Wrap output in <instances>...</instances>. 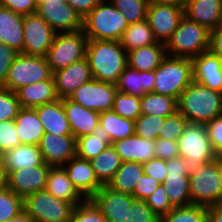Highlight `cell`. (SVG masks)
Returning a JSON list of instances; mask_svg holds the SVG:
<instances>
[{"label":"cell","mask_w":222,"mask_h":222,"mask_svg":"<svg viewBox=\"0 0 222 222\" xmlns=\"http://www.w3.org/2000/svg\"><path fill=\"white\" fill-rule=\"evenodd\" d=\"M37 14L42 17L55 33L74 32L83 29V18L67 2H42Z\"/></svg>","instance_id":"cell-14"},{"label":"cell","mask_w":222,"mask_h":222,"mask_svg":"<svg viewBox=\"0 0 222 222\" xmlns=\"http://www.w3.org/2000/svg\"><path fill=\"white\" fill-rule=\"evenodd\" d=\"M210 31L184 16L177 29L165 43L166 54L171 57L193 59L209 49Z\"/></svg>","instance_id":"cell-5"},{"label":"cell","mask_w":222,"mask_h":222,"mask_svg":"<svg viewBox=\"0 0 222 222\" xmlns=\"http://www.w3.org/2000/svg\"><path fill=\"white\" fill-rule=\"evenodd\" d=\"M45 190L54 197L70 202L74 206L86 200L71 182L63 166L50 168L47 175Z\"/></svg>","instance_id":"cell-25"},{"label":"cell","mask_w":222,"mask_h":222,"mask_svg":"<svg viewBox=\"0 0 222 222\" xmlns=\"http://www.w3.org/2000/svg\"><path fill=\"white\" fill-rule=\"evenodd\" d=\"M39 148L47 165L63 166L76 156V138L73 135L56 136L44 133Z\"/></svg>","instance_id":"cell-18"},{"label":"cell","mask_w":222,"mask_h":222,"mask_svg":"<svg viewBox=\"0 0 222 222\" xmlns=\"http://www.w3.org/2000/svg\"><path fill=\"white\" fill-rule=\"evenodd\" d=\"M167 56L165 43L157 42L127 52L128 66L138 71H154Z\"/></svg>","instance_id":"cell-32"},{"label":"cell","mask_w":222,"mask_h":222,"mask_svg":"<svg viewBox=\"0 0 222 222\" xmlns=\"http://www.w3.org/2000/svg\"><path fill=\"white\" fill-rule=\"evenodd\" d=\"M144 174L142 163L122 162L108 187L114 191L133 194L139 177Z\"/></svg>","instance_id":"cell-36"},{"label":"cell","mask_w":222,"mask_h":222,"mask_svg":"<svg viewBox=\"0 0 222 222\" xmlns=\"http://www.w3.org/2000/svg\"><path fill=\"white\" fill-rule=\"evenodd\" d=\"M177 106L189 123L207 124L222 115V92L193 80L180 94Z\"/></svg>","instance_id":"cell-2"},{"label":"cell","mask_w":222,"mask_h":222,"mask_svg":"<svg viewBox=\"0 0 222 222\" xmlns=\"http://www.w3.org/2000/svg\"><path fill=\"white\" fill-rule=\"evenodd\" d=\"M38 114L39 120L45 133H51L58 136L72 135V131L65 114L63 99L55 102L41 105L34 108Z\"/></svg>","instance_id":"cell-27"},{"label":"cell","mask_w":222,"mask_h":222,"mask_svg":"<svg viewBox=\"0 0 222 222\" xmlns=\"http://www.w3.org/2000/svg\"><path fill=\"white\" fill-rule=\"evenodd\" d=\"M187 123L188 120L179 111H176L164 118V124L159 130L158 138L178 141Z\"/></svg>","instance_id":"cell-45"},{"label":"cell","mask_w":222,"mask_h":222,"mask_svg":"<svg viewBox=\"0 0 222 222\" xmlns=\"http://www.w3.org/2000/svg\"><path fill=\"white\" fill-rule=\"evenodd\" d=\"M122 162L145 163L155 158V140L136 135L112 143Z\"/></svg>","instance_id":"cell-24"},{"label":"cell","mask_w":222,"mask_h":222,"mask_svg":"<svg viewBox=\"0 0 222 222\" xmlns=\"http://www.w3.org/2000/svg\"><path fill=\"white\" fill-rule=\"evenodd\" d=\"M69 222H107L99 208L91 199L76 205Z\"/></svg>","instance_id":"cell-44"},{"label":"cell","mask_w":222,"mask_h":222,"mask_svg":"<svg viewBox=\"0 0 222 222\" xmlns=\"http://www.w3.org/2000/svg\"><path fill=\"white\" fill-rule=\"evenodd\" d=\"M102 0H66V2L77 11L82 18L91 12Z\"/></svg>","instance_id":"cell-56"},{"label":"cell","mask_w":222,"mask_h":222,"mask_svg":"<svg viewBox=\"0 0 222 222\" xmlns=\"http://www.w3.org/2000/svg\"><path fill=\"white\" fill-rule=\"evenodd\" d=\"M7 171L4 168L3 162L0 158V191L4 190L7 188Z\"/></svg>","instance_id":"cell-61"},{"label":"cell","mask_w":222,"mask_h":222,"mask_svg":"<svg viewBox=\"0 0 222 222\" xmlns=\"http://www.w3.org/2000/svg\"><path fill=\"white\" fill-rule=\"evenodd\" d=\"M17 136L21 144L39 146L44 129L34 108H21L15 117Z\"/></svg>","instance_id":"cell-31"},{"label":"cell","mask_w":222,"mask_h":222,"mask_svg":"<svg viewBox=\"0 0 222 222\" xmlns=\"http://www.w3.org/2000/svg\"><path fill=\"white\" fill-rule=\"evenodd\" d=\"M0 6L21 15L37 13L38 8L36 0H0Z\"/></svg>","instance_id":"cell-55"},{"label":"cell","mask_w":222,"mask_h":222,"mask_svg":"<svg viewBox=\"0 0 222 222\" xmlns=\"http://www.w3.org/2000/svg\"><path fill=\"white\" fill-rule=\"evenodd\" d=\"M186 166V160L181 156L167 161V176L162 185L165 187L169 202L173 207L191 205L189 173Z\"/></svg>","instance_id":"cell-13"},{"label":"cell","mask_w":222,"mask_h":222,"mask_svg":"<svg viewBox=\"0 0 222 222\" xmlns=\"http://www.w3.org/2000/svg\"><path fill=\"white\" fill-rule=\"evenodd\" d=\"M51 77L46 57L18 53L8 70L3 88L15 92L22 86L49 80Z\"/></svg>","instance_id":"cell-9"},{"label":"cell","mask_w":222,"mask_h":222,"mask_svg":"<svg viewBox=\"0 0 222 222\" xmlns=\"http://www.w3.org/2000/svg\"><path fill=\"white\" fill-rule=\"evenodd\" d=\"M74 205L58 199L46 190L37 191L23 199V208L33 222H69Z\"/></svg>","instance_id":"cell-10"},{"label":"cell","mask_w":222,"mask_h":222,"mask_svg":"<svg viewBox=\"0 0 222 222\" xmlns=\"http://www.w3.org/2000/svg\"><path fill=\"white\" fill-rule=\"evenodd\" d=\"M179 156L178 141H173L164 138L155 140V158L168 161Z\"/></svg>","instance_id":"cell-50"},{"label":"cell","mask_w":222,"mask_h":222,"mask_svg":"<svg viewBox=\"0 0 222 222\" xmlns=\"http://www.w3.org/2000/svg\"><path fill=\"white\" fill-rule=\"evenodd\" d=\"M21 108H36L59 99L53 77L20 87L15 91Z\"/></svg>","instance_id":"cell-26"},{"label":"cell","mask_w":222,"mask_h":222,"mask_svg":"<svg viewBox=\"0 0 222 222\" xmlns=\"http://www.w3.org/2000/svg\"><path fill=\"white\" fill-rule=\"evenodd\" d=\"M208 50L222 60V25L210 31Z\"/></svg>","instance_id":"cell-57"},{"label":"cell","mask_w":222,"mask_h":222,"mask_svg":"<svg viewBox=\"0 0 222 222\" xmlns=\"http://www.w3.org/2000/svg\"><path fill=\"white\" fill-rule=\"evenodd\" d=\"M107 222H129V209L135 198L103 185L91 198Z\"/></svg>","instance_id":"cell-16"},{"label":"cell","mask_w":222,"mask_h":222,"mask_svg":"<svg viewBox=\"0 0 222 222\" xmlns=\"http://www.w3.org/2000/svg\"><path fill=\"white\" fill-rule=\"evenodd\" d=\"M157 42L158 40L155 38L147 20L129 24L119 40L120 45L126 52L150 46Z\"/></svg>","instance_id":"cell-34"},{"label":"cell","mask_w":222,"mask_h":222,"mask_svg":"<svg viewBox=\"0 0 222 222\" xmlns=\"http://www.w3.org/2000/svg\"><path fill=\"white\" fill-rule=\"evenodd\" d=\"M184 15L209 31L222 25V0H187Z\"/></svg>","instance_id":"cell-22"},{"label":"cell","mask_w":222,"mask_h":222,"mask_svg":"<svg viewBox=\"0 0 222 222\" xmlns=\"http://www.w3.org/2000/svg\"><path fill=\"white\" fill-rule=\"evenodd\" d=\"M112 110L123 118L135 121L142 113L141 97L117 91Z\"/></svg>","instance_id":"cell-41"},{"label":"cell","mask_w":222,"mask_h":222,"mask_svg":"<svg viewBox=\"0 0 222 222\" xmlns=\"http://www.w3.org/2000/svg\"><path fill=\"white\" fill-rule=\"evenodd\" d=\"M88 38L83 30L55 33L46 59L52 73L64 69L86 56Z\"/></svg>","instance_id":"cell-8"},{"label":"cell","mask_w":222,"mask_h":222,"mask_svg":"<svg viewBox=\"0 0 222 222\" xmlns=\"http://www.w3.org/2000/svg\"><path fill=\"white\" fill-rule=\"evenodd\" d=\"M20 109L16 93L0 87V122L15 120Z\"/></svg>","instance_id":"cell-46"},{"label":"cell","mask_w":222,"mask_h":222,"mask_svg":"<svg viewBox=\"0 0 222 222\" xmlns=\"http://www.w3.org/2000/svg\"><path fill=\"white\" fill-rule=\"evenodd\" d=\"M99 123L109 134L112 143L135 135V121L123 118L113 110L100 113Z\"/></svg>","instance_id":"cell-37"},{"label":"cell","mask_w":222,"mask_h":222,"mask_svg":"<svg viewBox=\"0 0 222 222\" xmlns=\"http://www.w3.org/2000/svg\"><path fill=\"white\" fill-rule=\"evenodd\" d=\"M143 171L146 175H149L156 179L160 184L164 183L167 176V161L159 158H153L145 163H142Z\"/></svg>","instance_id":"cell-54"},{"label":"cell","mask_w":222,"mask_h":222,"mask_svg":"<svg viewBox=\"0 0 222 222\" xmlns=\"http://www.w3.org/2000/svg\"><path fill=\"white\" fill-rule=\"evenodd\" d=\"M7 173L20 168L43 165L44 159L39 146L21 144L0 155Z\"/></svg>","instance_id":"cell-30"},{"label":"cell","mask_w":222,"mask_h":222,"mask_svg":"<svg viewBox=\"0 0 222 222\" xmlns=\"http://www.w3.org/2000/svg\"><path fill=\"white\" fill-rule=\"evenodd\" d=\"M161 222H207V207L200 205L174 207L161 218Z\"/></svg>","instance_id":"cell-40"},{"label":"cell","mask_w":222,"mask_h":222,"mask_svg":"<svg viewBox=\"0 0 222 222\" xmlns=\"http://www.w3.org/2000/svg\"><path fill=\"white\" fill-rule=\"evenodd\" d=\"M85 57L92 78L102 82L116 84L128 66L127 52L119 41L88 39Z\"/></svg>","instance_id":"cell-1"},{"label":"cell","mask_w":222,"mask_h":222,"mask_svg":"<svg viewBox=\"0 0 222 222\" xmlns=\"http://www.w3.org/2000/svg\"><path fill=\"white\" fill-rule=\"evenodd\" d=\"M5 222H33V219L25 210H23L18 215Z\"/></svg>","instance_id":"cell-59"},{"label":"cell","mask_w":222,"mask_h":222,"mask_svg":"<svg viewBox=\"0 0 222 222\" xmlns=\"http://www.w3.org/2000/svg\"><path fill=\"white\" fill-rule=\"evenodd\" d=\"M21 145L16 131V122H0V155Z\"/></svg>","instance_id":"cell-48"},{"label":"cell","mask_w":222,"mask_h":222,"mask_svg":"<svg viewBox=\"0 0 222 222\" xmlns=\"http://www.w3.org/2000/svg\"><path fill=\"white\" fill-rule=\"evenodd\" d=\"M18 52L5 43H0V87L5 85L8 70L14 62Z\"/></svg>","instance_id":"cell-52"},{"label":"cell","mask_w":222,"mask_h":222,"mask_svg":"<svg viewBox=\"0 0 222 222\" xmlns=\"http://www.w3.org/2000/svg\"><path fill=\"white\" fill-rule=\"evenodd\" d=\"M123 14L109 0H102L83 18V31L88 39L119 41L128 27Z\"/></svg>","instance_id":"cell-4"},{"label":"cell","mask_w":222,"mask_h":222,"mask_svg":"<svg viewBox=\"0 0 222 222\" xmlns=\"http://www.w3.org/2000/svg\"><path fill=\"white\" fill-rule=\"evenodd\" d=\"M56 93L59 99L69 98L81 85L92 79L88 61L85 58L76 61L68 67L52 73Z\"/></svg>","instance_id":"cell-19"},{"label":"cell","mask_w":222,"mask_h":222,"mask_svg":"<svg viewBox=\"0 0 222 222\" xmlns=\"http://www.w3.org/2000/svg\"><path fill=\"white\" fill-rule=\"evenodd\" d=\"M51 166L26 167L8 172L7 188L23 199L32 193L45 190L47 175Z\"/></svg>","instance_id":"cell-17"},{"label":"cell","mask_w":222,"mask_h":222,"mask_svg":"<svg viewBox=\"0 0 222 222\" xmlns=\"http://www.w3.org/2000/svg\"><path fill=\"white\" fill-rule=\"evenodd\" d=\"M163 124V117L141 114L135 120V135L156 140L159 137V130L162 128Z\"/></svg>","instance_id":"cell-43"},{"label":"cell","mask_w":222,"mask_h":222,"mask_svg":"<svg viewBox=\"0 0 222 222\" xmlns=\"http://www.w3.org/2000/svg\"><path fill=\"white\" fill-rule=\"evenodd\" d=\"M192 61L193 80L222 92V60L208 50L195 56Z\"/></svg>","instance_id":"cell-20"},{"label":"cell","mask_w":222,"mask_h":222,"mask_svg":"<svg viewBox=\"0 0 222 222\" xmlns=\"http://www.w3.org/2000/svg\"><path fill=\"white\" fill-rule=\"evenodd\" d=\"M23 16L0 6V43H5L18 53L24 44Z\"/></svg>","instance_id":"cell-28"},{"label":"cell","mask_w":222,"mask_h":222,"mask_svg":"<svg viewBox=\"0 0 222 222\" xmlns=\"http://www.w3.org/2000/svg\"><path fill=\"white\" fill-rule=\"evenodd\" d=\"M207 222H222V203L207 208Z\"/></svg>","instance_id":"cell-58"},{"label":"cell","mask_w":222,"mask_h":222,"mask_svg":"<svg viewBox=\"0 0 222 222\" xmlns=\"http://www.w3.org/2000/svg\"><path fill=\"white\" fill-rule=\"evenodd\" d=\"M98 181L102 185H108L116 171L121 167L122 161L115 148L107 146L99 155L90 160Z\"/></svg>","instance_id":"cell-35"},{"label":"cell","mask_w":222,"mask_h":222,"mask_svg":"<svg viewBox=\"0 0 222 222\" xmlns=\"http://www.w3.org/2000/svg\"><path fill=\"white\" fill-rule=\"evenodd\" d=\"M191 205L210 207L222 203V157L199 165L189 174Z\"/></svg>","instance_id":"cell-3"},{"label":"cell","mask_w":222,"mask_h":222,"mask_svg":"<svg viewBox=\"0 0 222 222\" xmlns=\"http://www.w3.org/2000/svg\"><path fill=\"white\" fill-rule=\"evenodd\" d=\"M154 71L153 92L177 100L183 90L193 81V61L189 58L167 55Z\"/></svg>","instance_id":"cell-6"},{"label":"cell","mask_w":222,"mask_h":222,"mask_svg":"<svg viewBox=\"0 0 222 222\" xmlns=\"http://www.w3.org/2000/svg\"><path fill=\"white\" fill-rule=\"evenodd\" d=\"M150 2L185 8L187 0H150Z\"/></svg>","instance_id":"cell-60"},{"label":"cell","mask_w":222,"mask_h":222,"mask_svg":"<svg viewBox=\"0 0 222 222\" xmlns=\"http://www.w3.org/2000/svg\"><path fill=\"white\" fill-rule=\"evenodd\" d=\"M23 198L9 188L0 191V222H5L23 211Z\"/></svg>","instance_id":"cell-42"},{"label":"cell","mask_w":222,"mask_h":222,"mask_svg":"<svg viewBox=\"0 0 222 222\" xmlns=\"http://www.w3.org/2000/svg\"><path fill=\"white\" fill-rule=\"evenodd\" d=\"M145 202L159 218L164 217L174 208L170 204L165 187L162 184L145 199Z\"/></svg>","instance_id":"cell-47"},{"label":"cell","mask_w":222,"mask_h":222,"mask_svg":"<svg viewBox=\"0 0 222 222\" xmlns=\"http://www.w3.org/2000/svg\"><path fill=\"white\" fill-rule=\"evenodd\" d=\"M57 1L60 2V3L66 2V0H36L37 5H39L42 2H57Z\"/></svg>","instance_id":"cell-62"},{"label":"cell","mask_w":222,"mask_h":222,"mask_svg":"<svg viewBox=\"0 0 222 222\" xmlns=\"http://www.w3.org/2000/svg\"><path fill=\"white\" fill-rule=\"evenodd\" d=\"M129 222H161L146 204L145 200L135 199L129 209Z\"/></svg>","instance_id":"cell-49"},{"label":"cell","mask_w":222,"mask_h":222,"mask_svg":"<svg viewBox=\"0 0 222 222\" xmlns=\"http://www.w3.org/2000/svg\"><path fill=\"white\" fill-rule=\"evenodd\" d=\"M184 16L183 7L149 2L146 20L155 38L166 43Z\"/></svg>","instance_id":"cell-15"},{"label":"cell","mask_w":222,"mask_h":222,"mask_svg":"<svg viewBox=\"0 0 222 222\" xmlns=\"http://www.w3.org/2000/svg\"><path fill=\"white\" fill-rule=\"evenodd\" d=\"M110 145H112L110 136L99 123L92 134L76 139V156L81 159L91 160Z\"/></svg>","instance_id":"cell-33"},{"label":"cell","mask_w":222,"mask_h":222,"mask_svg":"<svg viewBox=\"0 0 222 222\" xmlns=\"http://www.w3.org/2000/svg\"><path fill=\"white\" fill-rule=\"evenodd\" d=\"M116 84L91 79L78 87L69 97L86 109L102 113L111 111L117 93Z\"/></svg>","instance_id":"cell-11"},{"label":"cell","mask_w":222,"mask_h":222,"mask_svg":"<svg viewBox=\"0 0 222 222\" xmlns=\"http://www.w3.org/2000/svg\"><path fill=\"white\" fill-rule=\"evenodd\" d=\"M155 71H138L127 66L116 83L117 90L132 96L142 97L153 92Z\"/></svg>","instance_id":"cell-29"},{"label":"cell","mask_w":222,"mask_h":222,"mask_svg":"<svg viewBox=\"0 0 222 222\" xmlns=\"http://www.w3.org/2000/svg\"><path fill=\"white\" fill-rule=\"evenodd\" d=\"M126 19L128 24L146 20L150 0H109Z\"/></svg>","instance_id":"cell-39"},{"label":"cell","mask_w":222,"mask_h":222,"mask_svg":"<svg viewBox=\"0 0 222 222\" xmlns=\"http://www.w3.org/2000/svg\"><path fill=\"white\" fill-rule=\"evenodd\" d=\"M160 185L161 184L156 179L144 173L139 177L132 196L135 199L145 200Z\"/></svg>","instance_id":"cell-51"},{"label":"cell","mask_w":222,"mask_h":222,"mask_svg":"<svg viewBox=\"0 0 222 222\" xmlns=\"http://www.w3.org/2000/svg\"><path fill=\"white\" fill-rule=\"evenodd\" d=\"M141 107V114L163 118L178 111L177 99L155 92H147L141 97Z\"/></svg>","instance_id":"cell-38"},{"label":"cell","mask_w":222,"mask_h":222,"mask_svg":"<svg viewBox=\"0 0 222 222\" xmlns=\"http://www.w3.org/2000/svg\"><path fill=\"white\" fill-rule=\"evenodd\" d=\"M179 156L187 163L188 173L191 174L202 164H208L218 158L209 138L207 125L187 123L178 139Z\"/></svg>","instance_id":"cell-7"},{"label":"cell","mask_w":222,"mask_h":222,"mask_svg":"<svg viewBox=\"0 0 222 222\" xmlns=\"http://www.w3.org/2000/svg\"><path fill=\"white\" fill-rule=\"evenodd\" d=\"M63 167L71 182L86 199H90L103 186L98 181L90 160L75 156Z\"/></svg>","instance_id":"cell-21"},{"label":"cell","mask_w":222,"mask_h":222,"mask_svg":"<svg viewBox=\"0 0 222 222\" xmlns=\"http://www.w3.org/2000/svg\"><path fill=\"white\" fill-rule=\"evenodd\" d=\"M24 44L22 53L46 57L55 32L37 13L23 16Z\"/></svg>","instance_id":"cell-12"},{"label":"cell","mask_w":222,"mask_h":222,"mask_svg":"<svg viewBox=\"0 0 222 222\" xmlns=\"http://www.w3.org/2000/svg\"><path fill=\"white\" fill-rule=\"evenodd\" d=\"M206 125L213 150L218 157H222V115Z\"/></svg>","instance_id":"cell-53"},{"label":"cell","mask_w":222,"mask_h":222,"mask_svg":"<svg viewBox=\"0 0 222 222\" xmlns=\"http://www.w3.org/2000/svg\"><path fill=\"white\" fill-rule=\"evenodd\" d=\"M65 114L68 119L72 135L77 139L82 136L92 134L99 124L100 113L86 109L79 103L69 98L63 99Z\"/></svg>","instance_id":"cell-23"}]
</instances>
